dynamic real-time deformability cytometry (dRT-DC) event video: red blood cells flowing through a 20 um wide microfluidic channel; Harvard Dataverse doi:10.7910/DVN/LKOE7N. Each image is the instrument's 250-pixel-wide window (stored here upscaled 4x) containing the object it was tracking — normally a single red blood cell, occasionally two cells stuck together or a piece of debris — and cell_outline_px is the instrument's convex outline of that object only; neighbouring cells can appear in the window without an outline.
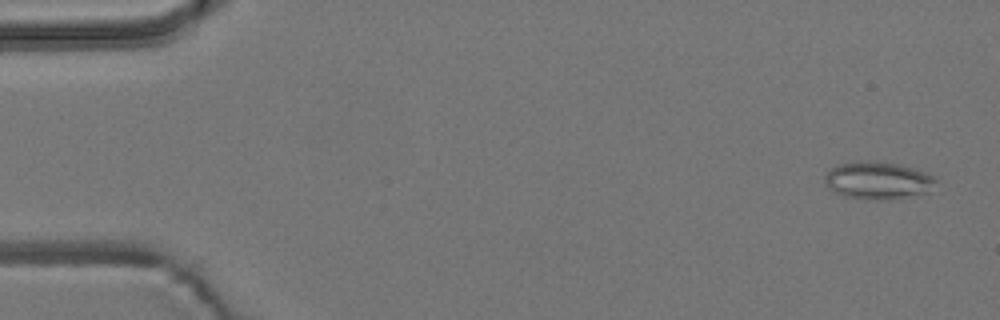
{"species": "common noctule bat (a hibernating species)", "species_latin": "Nyctalus noctula", "temperature_condition": "room temperature", "stored_images_in_passage": 55, "camera_frame_rate_fps": 3000, "um_per_image_px": 0.085, "animal": {"sex": "male", "body_mass_g": 19.2, "forearm_length_mm": 51.8}, "frame": {"image": 1, "passage_image": 2, "time_ms": 0.333, "image_size_px": [1000, 320], "cell_outline_px": [[940, 180], [924, 192], [884, 200], [868, 200], [844, 196], [836, 192], [824, 180], [824, 176], [832, 168], [840, 164], [856, 160], [876, 160], [900, 164], [936, 176]], "centroid_in_image_um": [74.62, 15.3], "position_along_channel_um": 10.4, "area_um2": 24.1}}
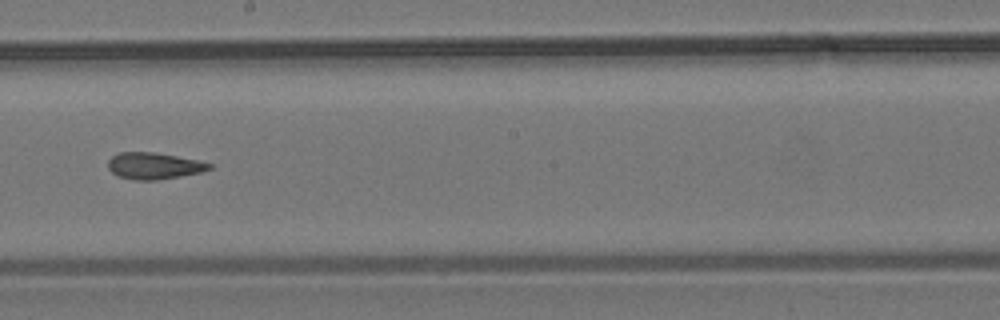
{"frame": {"image": 2, "passage_image": 31, "time_ms": 10.0, "image_size_px": [1000, 320], "cell_outline_px": [[212, 168], [200, 172], [180, 176], [156, 180], [136, 180], [116, 176], [108, 168], [108, 160], [112, 156], [120, 152], [156, 152], [196, 160], [212, 164]], "centroid_in_image_um": [13.05, 14.09], "position_along_channel_um": 235.2, "area_um2": 15.61}}
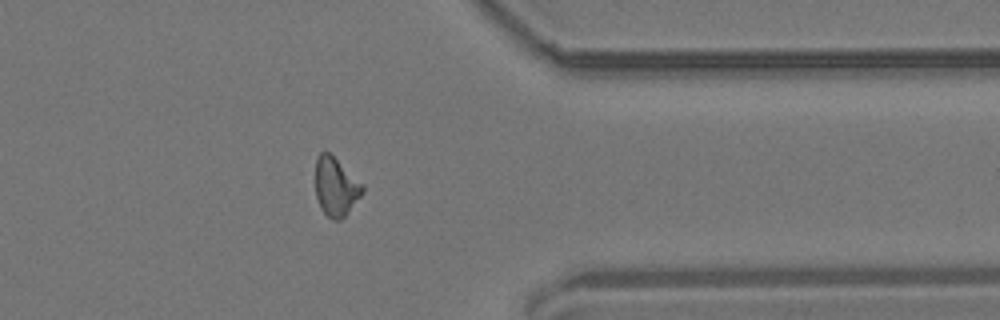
{"frame": {"image": 3, "passage_image": 44, "time_ms": 14.333, "image_size_px": [1000, 320], "cell_outline_px": [[364, 192], [344, 216], [340, 220], [332, 220], [320, 208], [316, 196], [316, 160], [320, 152], [328, 152], [364, 184]], "centroid_in_image_um": [28.55, 15.88], "position_along_channel_um": 382.9, "area_um2": 15.9}, "authors_computed_cell_mechanics": {"area_um2": 16.1262, "velocity_mm_per_s": 3.694, "shape_relaxation_time_tau1_ms": null, "shape_relaxation_time_tau2_ms": 4.037, "deformation_change_tau1": null, "deformation_change_tau2": 0.1363}}